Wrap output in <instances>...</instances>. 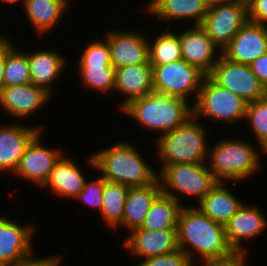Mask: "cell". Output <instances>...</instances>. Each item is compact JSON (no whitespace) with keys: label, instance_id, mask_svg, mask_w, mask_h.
<instances>
[{"label":"cell","instance_id":"836d02e7","mask_svg":"<svg viewBox=\"0 0 267 266\" xmlns=\"http://www.w3.org/2000/svg\"><path fill=\"white\" fill-rule=\"evenodd\" d=\"M105 179L99 175L95 180H86L83 190L74 198L85 202L89 207H93L99 212L102 209V194L104 190Z\"/></svg>","mask_w":267,"mask_h":266},{"label":"cell","instance_id":"5b68a950","mask_svg":"<svg viewBox=\"0 0 267 266\" xmlns=\"http://www.w3.org/2000/svg\"><path fill=\"white\" fill-rule=\"evenodd\" d=\"M205 126L192 116L182 126L157 136L156 153L162 165L206 163L209 144Z\"/></svg>","mask_w":267,"mask_h":266},{"label":"cell","instance_id":"6da1fadb","mask_svg":"<svg viewBox=\"0 0 267 266\" xmlns=\"http://www.w3.org/2000/svg\"><path fill=\"white\" fill-rule=\"evenodd\" d=\"M178 248L194 263L232 259L237 253L228 244L224 225L211 220L195 206H182L177 224ZM199 258H195V257ZM198 259V260H197ZM196 261V262H195Z\"/></svg>","mask_w":267,"mask_h":266},{"label":"cell","instance_id":"8992f818","mask_svg":"<svg viewBox=\"0 0 267 266\" xmlns=\"http://www.w3.org/2000/svg\"><path fill=\"white\" fill-rule=\"evenodd\" d=\"M157 178L161 193L181 204L183 195L196 198L198 203L217 183L206 163L162 165Z\"/></svg>","mask_w":267,"mask_h":266},{"label":"cell","instance_id":"3957f363","mask_svg":"<svg viewBox=\"0 0 267 266\" xmlns=\"http://www.w3.org/2000/svg\"><path fill=\"white\" fill-rule=\"evenodd\" d=\"M218 141L213 147L208 146L206 159L207 167L217 182H243L261 169L263 153L255 148V142L238 137H225Z\"/></svg>","mask_w":267,"mask_h":266},{"label":"cell","instance_id":"277c9868","mask_svg":"<svg viewBox=\"0 0 267 266\" xmlns=\"http://www.w3.org/2000/svg\"><path fill=\"white\" fill-rule=\"evenodd\" d=\"M186 100L156 92L132 100L120 112L160 135L182 126L193 116L192 105Z\"/></svg>","mask_w":267,"mask_h":266},{"label":"cell","instance_id":"ffe728a7","mask_svg":"<svg viewBox=\"0 0 267 266\" xmlns=\"http://www.w3.org/2000/svg\"><path fill=\"white\" fill-rule=\"evenodd\" d=\"M123 95L119 111L132 100L153 92L151 64L129 65L115 69L114 92ZM125 95V96H124Z\"/></svg>","mask_w":267,"mask_h":266},{"label":"cell","instance_id":"7bdbcfd3","mask_svg":"<svg viewBox=\"0 0 267 266\" xmlns=\"http://www.w3.org/2000/svg\"><path fill=\"white\" fill-rule=\"evenodd\" d=\"M229 1L239 3V4H242L248 7L252 3L253 0H229Z\"/></svg>","mask_w":267,"mask_h":266},{"label":"cell","instance_id":"e575fe53","mask_svg":"<svg viewBox=\"0 0 267 266\" xmlns=\"http://www.w3.org/2000/svg\"><path fill=\"white\" fill-rule=\"evenodd\" d=\"M142 260L136 266H195L191 259L180 249Z\"/></svg>","mask_w":267,"mask_h":266},{"label":"cell","instance_id":"52a82bcc","mask_svg":"<svg viewBox=\"0 0 267 266\" xmlns=\"http://www.w3.org/2000/svg\"><path fill=\"white\" fill-rule=\"evenodd\" d=\"M247 104L243 98L215 83L205 76L195 104L192 106L193 116L201 121L208 118L213 123L219 121L233 125L245 119Z\"/></svg>","mask_w":267,"mask_h":266},{"label":"cell","instance_id":"8d00e7d4","mask_svg":"<svg viewBox=\"0 0 267 266\" xmlns=\"http://www.w3.org/2000/svg\"><path fill=\"white\" fill-rule=\"evenodd\" d=\"M247 11L249 21L267 25V0H253Z\"/></svg>","mask_w":267,"mask_h":266},{"label":"cell","instance_id":"1f68e13d","mask_svg":"<svg viewBox=\"0 0 267 266\" xmlns=\"http://www.w3.org/2000/svg\"><path fill=\"white\" fill-rule=\"evenodd\" d=\"M250 125L260 151L267 154V96L247 104L244 121Z\"/></svg>","mask_w":267,"mask_h":266},{"label":"cell","instance_id":"4dcf8cb0","mask_svg":"<svg viewBox=\"0 0 267 266\" xmlns=\"http://www.w3.org/2000/svg\"><path fill=\"white\" fill-rule=\"evenodd\" d=\"M14 46L6 55L3 74L4 86L26 85L31 83L27 51Z\"/></svg>","mask_w":267,"mask_h":266},{"label":"cell","instance_id":"b9f144b4","mask_svg":"<svg viewBox=\"0 0 267 266\" xmlns=\"http://www.w3.org/2000/svg\"><path fill=\"white\" fill-rule=\"evenodd\" d=\"M25 0H0V4L3 3L4 5H14V4H17V3H20V5L22 4L23 5V2Z\"/></svg>","mask_w":267,"mask_h":266},{"label":"cell","instance_id":"74e56055","mask_svg":"<svg viewBox=\"0 0 267 266\" xmlns=\"http://www.w3.org/2000/svg\"><path fill=\"white\" fill-rule=\"evenodd\" d=\"M253 73L267 90V53L258 57L250 64Z\"/></svg>","mask_w":267,"mask_h":266},{"label":"cell","instance_id":"d590c367","mask_svg":"<svg viewBox=\"0 0 267 266\" xmlns=\"http://www.w3.org/2000/svg\"><path fill=\"white\" fill-rule=\"evenodd\" d=\"M34 252L11 266H61L62 258L55 254L47 257H35Z\"/></svg>","mask_w":267,"mask_h":266},{"label":"cell","instance_id":"30bf717a","mask_svg":"<svg viewBox=\"0 0 267 266\" xmlns=\"http://www.w3.org/2000/svg\"><path fill=\"white\" fill-rule=\"evenodd\" d=\"M248 21L245 5L230 2L208 8L200 25L211 40L222 50Z\"/></svg>","mask_w":267,"mask_h":266},{"label":"cell","instance_id":"44dd1931","mask_svg":"<svg viewBox=\"0 0 267 266\" xmlns=\"http://www.w3.org/2000/svg\"><path fill=\"white\" fill-rule=\"evenodd\" d=\"M76 162L63 154L55 163L48 179L41 188L49 189L55 196L74 200L83 190L87 180L82 172L83 169Z\"/></svg>","mask_w":267,"mask_h":266},{"label":"cell","instance_id":"7a4b0ae2","mask_svg":"<svg viewBox=\"0 0 267 266\" xmlns=\"http://www.w3.org/2000/svg\"><path fill=\"white\" fill-rule=\"evenodd\" d=\"M115 144L96 151L88 157L87 165L109 182L120 183L128 187H142L157 179L158 170L144 159L129 141Z\"/></svg>","mask_w":267,"mask_h":266},{"label":"cell","instance_id":"4316f807","mask_svg":"<svg viewBox=\"0 0 267 266\" xmlns=\"http://www.w3.org/2000/svg\"><path fill=\"white\" fill-rule=\"evenodd\" d=\"M182 205L171 196L160 193L152 202L140 228L154 231L177 229Z\"/></svg>","mask_w":267,"mask_h":266},{"label":"cell","instance_id":"f546056e","mask_svg":"<svg viewBox=\"0 0 267 266\" xmlns=\"http://www.w3.org/2000/svg\"><path fill=\"white\" fill-rule=\"evenodd\" d=\"M77 68L82 86L104 94L114 91L115 68L112 65H79Z\"/></svg>","mask_w":267,"mask_h":266},{"label":"cell","instance_id":"83f0119b","mask_svg":"<svg viewBox=\"0 0 267 266\" xmlns=\"http://www.w3.org/2000/svg\"><path fill=\"white\" fill-rule=\"evenodd\" d=\"M172 22L167 23V30L148 39L149 63L151 65H164L182 59L181 43L177 31H171Z\"/></svg>","mask_w":267,"mask_h":266},{"label":"cell","instance_id":"d4e9b609","mask_svg":"<svg viewBox=\"0 0 267 266\" xmlns=\"http://www.w3.org/2000/svg\"><path fill=\"white\" fill-rule=\"evenodd\" d=\"M225 184L228 183L217 182L196 206L211 220L223 225L230 220L244 203Z\"/></svg>","mask_w":267,"mask_h":266},{"label":"cell","instance_id":"ac0fdd59","mask_svg":"<svg viewBox=\"0 0 267 266\" xmlns=\"http://www.w3.org/2000/svg\"><path fill=\"white\" fill-rule=\"evenodd\" d=\"M20 122L0 123V173L2 174L7 172L13 175L27 146L40 131H43L42 126H26Z\"/></svg>","mask_w":267,"mask_h":266},{"label":"cell","instance_id":"ba28073f","mask_svg":"<svg viewBox=\"0 0 267 266\" xmlns=\"http://www.w3.org/2000/svg\"><path fill=\"white\" fill-rule=\"evenodd\" d=\"M151 66L153 92L184 99L192 106L195 104L206 76L203 72L183 59Z\"/></svg>","mask_w":267,"mask_h":266},{"label":"cell","instance_id":"f1b7e54d","mask_svg":"<svg viewBox=\"0 0 267 266\" xmlns=\"http://www.w3.org/2000/svg\"><path fill=\"white\" fill-rule=\"evenodd\" d=\"M128 191V186L105 180L100 216L109 229H114L122 221Z\"/></svg>","mask_w":267,"mask_h":266},{"label":"cell","instance_id":"484cf974","mask_svg":"<svg viewBox=\"0 0 267 266\" xmlns=\"http://www.w3.org/2000/svg\"><path fill=\"white\" fill-rule=\"evenodd\" d=\"M70 3L69 0H25L22 8L31 27L35 28L39 36H43L62 21L64 11Z\"/></svg>","mask_w":267,"mask_h":266},{"label":"cell","instance_id":"ab89813d","mask_svg":"<svg viewBox=\"0 0 267 266\" xmlns=\"http://www.w3.org/2000/svg\"><path fill=\"white\" fill-rule=\"evenodd\" d=\"M246 256H249V255L248 254H237L230 260L204 262V263H201L200 266H248L247 265L248 263H246V260H248Z\"/></svg>","mask_w":267,"mask_h":266},{"label":"cell","instance_id":"7c38bea8","mask_svg":"<svg viewBox=\"0 0 267 266\" xmlns=\"http://www.w3.org/2000/svg\"><path fill=\"white\" fill-rule=\"evenodd\" d=\"M137 30H108L104 39L110 49L111 65L117 69L129 65L150 64L148 37Z\"/></svg>","mask_w":267,"mask_h":266},{"label":"cell","instance_id":"9a60e30c","mask_svg":"<svg viewBox=\"0 0 267 266\" xmlns=\"http://www.w3.org/2000/svg\"><path fill=\"white\" fill-rule=\"evenodd\" d=\"M267 53V25L247 21L221 50L227 60L250 65L258 57Z\"/></svg>","mask_w":267,"mask_h":266},{"label":"cell","instance_id":"60d3db41","mask_svg":"<svg viewBox=\"0 0 267 266\" xmlns=\"http://www.w3.org/2000/svg\"><path fill=\"white\" fill-rule=\"evenodd\" d=\"M229 0H203L207 8L218 6L220 4L227 3Z\"/></svg>","mask_w":267,"mask_h":266},{"label":"cell","instance_id":"d6a6232c","mask_svg":"<svg viewBox=\"0 0 267 266\" xmlns=\"http://www.w3.org/2000/svg\"><path fill=\"white\" fill-rule=\"evenodd\" d=\"M102 39L89 41L77 65H111L109 46L103 37Z\"/></svg>","mask_w":267,"mask_h":266},{"label":"cell","instance_id":"cb8c5ba5","mask_svg":"<svg viewBox=\"0 0 267 266\" xmlns=\"http://www.w3.org/2000/svg\"><path fill=\"white\" fill-rule=\"evenodd\" d=\"M160 193L161 187L158 178L150 185L129 187L122 221L113 230L124 227V230L126 228L130 233L141 227L152 202Z\"/></svg>","mask_w":267,"mask_h":266},{"label":"cell","instance_id":"4fadbf2b","mask_svg":"<svg viewBox=\"0 0 267 266\" xmlns=\"http://www.w3.org/2000/svg\"><path fill=\"white\" fill-rule=\"evenodd\" d=\"M43 88L29 83L26 85L3 86L0 91V108L19 122L36 115L51 99Z\"/></svg>","mask_w":267,"mask_h":266},{"label":"cell","instance_id":"5bb4252c","mask_svg":"<svg viewBox=\"0 0 267 266\" xmlns=\"http://www.w3.org/2000/svg\"><path fill=\"white\" fill-rule=\"evenodd\" d=\"M264 214L260 207L244 202L224 224L228 244L237 254H248V247L245 244L243 246V242L256 239L267 229V218Z\"/></svg>","mask_w":267,"mask_h":266},{"label":"cell","instance_id":"9c48e42d","mask_svg":"<svg viewBox=\"0 0 267 266\" xmlns=\"http://www.w3.org/2000/svg\"><path fill=\"white\" fill-rule=\"evenodd\" d=\"M208 76L219 86L232 91L248 103L267 96V90L250 65L231 62L222 55Z\"/></svg>","mask_w":267,"mask_h":266},{"label":"cell","instance_id":"7402d4cb","mask_svg":"<svg viewBox=\"0 0 267 266\" xmlns=\"http://www.w3.org/2000/svg\"><path fill=\"white\" fill-rule=\"evenodd\" d=\"M31 83L43 88L53 97V82L56 83L66 69V58L55 49L27 52ZM65 67V68H64ZM63 70V71H62ZM56 81V82H55ZM52 85V86H51Z\"/></svg>","mask_w":267,"mask_h":266},{"label":"cell","instance_id":"e0dca14e","mask_svg":"<svg viewBox=\"0 0 267 266\" xmlns=\"http://www.w3.org/2000/svg\"><path fill=\"white\" fill-rule=\"evenodd\" d=\"M35 226L21 225L10 217H0V266H11L35 252ZM32 242V243H31Z\"/></svg>","mask_w":267,"mask_h":266},{"label":"cell","instance_id":"8fae6325","mask_svg":"<svg viewBox=\"0 0 267 266\" xmlns=\"http://www.w3.org/2000/svg\"><path fill=\"white\" fill-rule=\"evenodd\" d=\"M40 131L25 149L13 176L42 187L55 163L64 154L61 148L43 146Z\"/></svg>","mask_w":267,"mask_h":266},{"label":"cell","instance_id":"d6986e66","mask_svg":"<svg viewBox=\"0 0 267 266\" xmlns=\"http://www.w3.org/2000/svg\"><path fill=\"white\" fill-rule=\"evenodd\" d=\"M123 246L141 260L168 254L179 249L177 229L154 231L139 227L130 232Z\"/></svg>","mask_w":267,"mask_h":266},{"label":"cell","instance_id":"603a6c76","mask_svg":"<svg viewBox=\"0 0 267 266\" xmlns=\"http://www.w3.org/2000/svg\"><path fill=\"white\" fill-rule=\"evenodd\" d=\"M144 11L159 19L168 21L189 20L193 25H201L208 8L203 0H148Z\"/></svg>","mask_w":267,"mask_h":266},{"label":"cell","instance_id":"f35d334b","mask_svg":"<svg viewBox=\"0 0 267 266\" xmlns=\"http://www.w3.org/2000/svg\"><path fill=\"white\" fill-rule=\"evenodd\" d=\"M9 39L8 36L5 37V35L2 36V34L0 36V91L4 86L3 74L6 64V55L14 47L12 40L10 41Z\"/></svg>","mask_w":267,"mask_h":266},{"label":"cell","instance_id":"2e32d148","mask_svg":"<svg viewBox=\"0 0 267 266\" xmlns=\"http://www.w3.org/2000/svg\"><path fill=\"white\" fill-rule=\"evenodd\" d=\"M192 26L178 33L182 59L208 76L220 58L221 50L200 25Z\"/></svg>","mask_w":267,"mask_h":266}]
</instances>
